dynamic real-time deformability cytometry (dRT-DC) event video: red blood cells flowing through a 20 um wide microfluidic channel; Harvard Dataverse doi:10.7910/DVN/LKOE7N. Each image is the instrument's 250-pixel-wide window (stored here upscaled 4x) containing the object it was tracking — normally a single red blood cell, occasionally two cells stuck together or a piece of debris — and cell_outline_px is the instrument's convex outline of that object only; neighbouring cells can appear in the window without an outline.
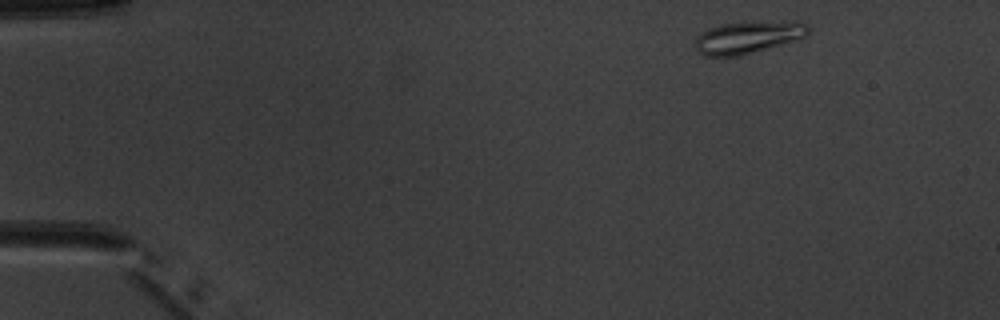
{"species": "common noctule bat (a hibernating species)", "species_latin": "Nyctalus noctula", "temperature_condition": "warm", "stored_images_in_passage": 3, "camera_frame_rate_fps": 3000, "um_per_image_px": 0.085, "animal": {"sex": "male", "body_mass_g": 20.1, "forearm_length_mm": 53.5}, "frame": {"image": 1, "passage_image": 1, "time_ms": 0.0, "image_size_px": [1000, 320], "cell_outline_px": [[808, 36], [740, 56], [704, 56], [696, 48], [696, 36], [708, 28], [720, 24], [744, 20], [800, 20], [808, 28]], "centroid_in_image_um": [63.6, 3.11], "position_along_channel_um": 21.4, "area_um2": 21.85}}